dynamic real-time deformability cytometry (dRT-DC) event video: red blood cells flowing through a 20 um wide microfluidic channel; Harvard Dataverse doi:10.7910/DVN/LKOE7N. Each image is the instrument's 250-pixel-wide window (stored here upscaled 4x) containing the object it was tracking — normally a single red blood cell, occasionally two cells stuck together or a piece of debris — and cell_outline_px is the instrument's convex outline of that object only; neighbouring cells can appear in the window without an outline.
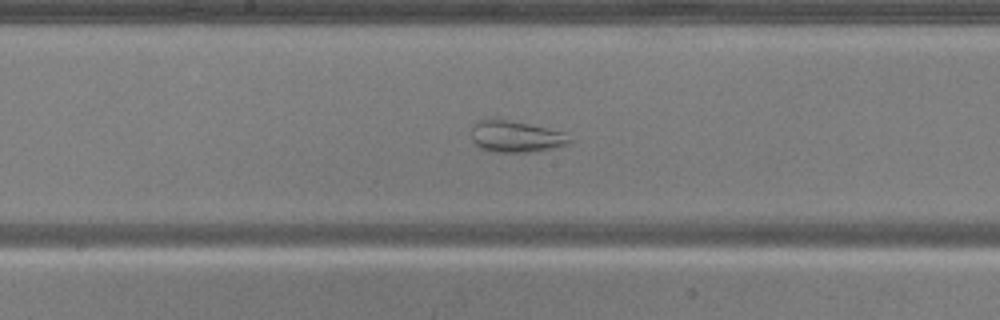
{"species": "common noctule bat (a hibernating species)", "species_latin": "Nyctalus noctula", "temperature_condition": "warm", "stored_images_in_passage": 50, "camera_frame_rate_fps": 3000, "um_per_image_px": 0.085, "animal": {"sex": "male", "body_mass_g": 20.5, "forearm_length_mm": 52.5}, "frame": {"image": 1, "passage_image": 25, "time_ms": 8.0, "image_size_px": [1000, 320], "cell_outline_px": [[572, 144], [560, 148], [528, 152], [492, 152], [480, 148], [472, 140], [472, 124], [484, 116], [508, 120], [548, 128], [564, 132], [572, 140]], "centroid_in_image_um": [43.85, 11.59], "position_along_channel_um": 204.4, "area_um2": 18.61}}
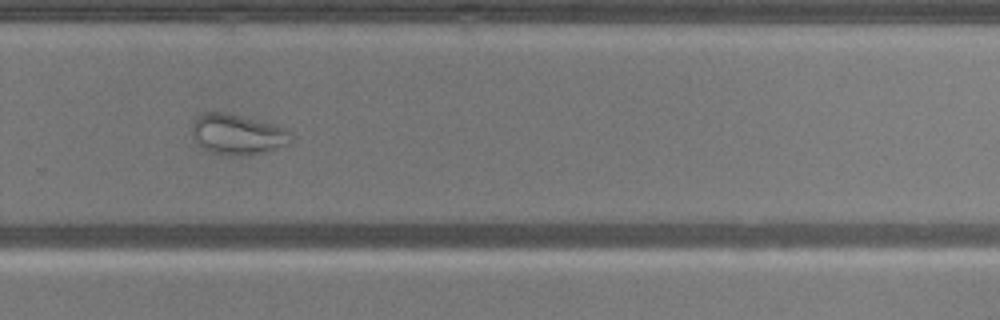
{"frame": {"image": 2, "passage_image": 33, "time_ms": 10.667, "image_size_px": [1000, 320], "cell_outline_px": [[296, 136], [292, 144], [260, 152], [240, 156], [228, 156], [212, 152], [196, 144], [192, 132], [192, 128], [196, 116], [204, 112], [228, 112], [288, 128]], "centroid_in_image_um": [20.24, 11.41], "position_along_channel_um": 309.6, "area_um2": 23.76}}
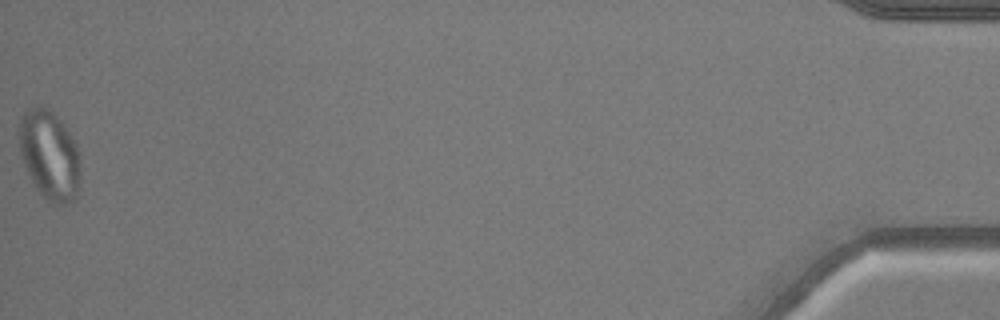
{"frame": {"image": 3, "passage_image": 50, "time_ms": 16.333, "image_size_px": [1000, 320], "cell_outline_px": [[80, 180], [76, 196], [72, 200], [64, 204], [56, 204], [48, 200], [36, 188], [24, 164], [20, 152], [20, 116], [28, 108], [36, 104], [40, 104], [48, 108], [56, 116], [68, 132], [76, 144], [80, 152]], "centroid_in_image_um": [4.22, 13.15], "position_along_channel_um": 431.0, "area_um2": 31.73}}